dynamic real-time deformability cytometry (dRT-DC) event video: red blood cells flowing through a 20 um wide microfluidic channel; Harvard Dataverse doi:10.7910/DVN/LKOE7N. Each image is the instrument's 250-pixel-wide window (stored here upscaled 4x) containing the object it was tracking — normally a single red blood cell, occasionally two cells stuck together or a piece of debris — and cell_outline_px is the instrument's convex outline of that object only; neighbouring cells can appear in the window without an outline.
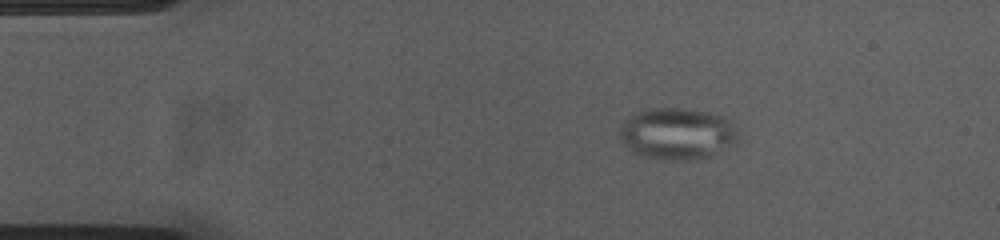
{"species": "common noctule bat (a hibernating species)", "species_latin": "Nyctalus noctula", "temperature_condition": "cold", "stored_images_in_passage": 46, "camera_frame_rate_fps": 3000, "um_per_image_px": 0.085, "animal": {"sex": "female", "body_mass_g": 23.0, "forearm_length_mm": 53.4}, "frame": {"image": 1, "passage_image": 1, "time_ms": 0.0, "image_size_px": [1000, 240], "cell_outline_px": [[740, 132], [736, 140], [712, 156], [692, 160], [668, 160], [644, 156], [636, 152], [624, 144], [620, 140], [620, 124], [628, 116], [636, 112], [648, 108], [680, 108], [708, 112], [724, 116], [736, 124]], "centroid_in_image_um": [57.58, 11.34], "position_along_channel_um": 27.4, "area_um2": 35.84}}
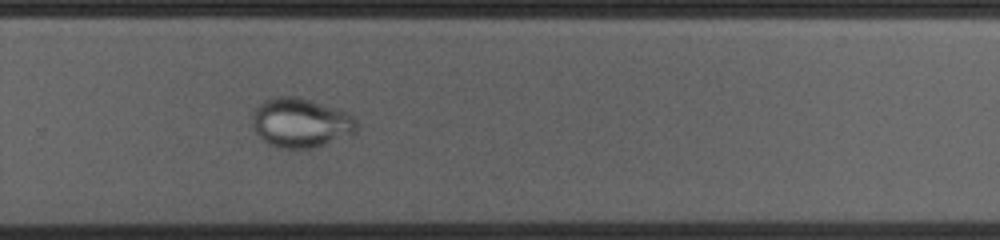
{"frame": {"image": 2, "passage_image": 28, "time_ms": 9.0, "image_size_px": [1000, 240], "cell_outline_px": [[360, 124], [356, 132], [320, 148], [280, 148], [268, 144], [252, 128], [252, 116], [256, 108], [264, 100], [272, 96], [296, 96], [340, 108], [348, 112]], "centroid_in_image_um": [25.6, 10.44], "position_along_channel_um": 304.2, "area_um2": 30.69}}
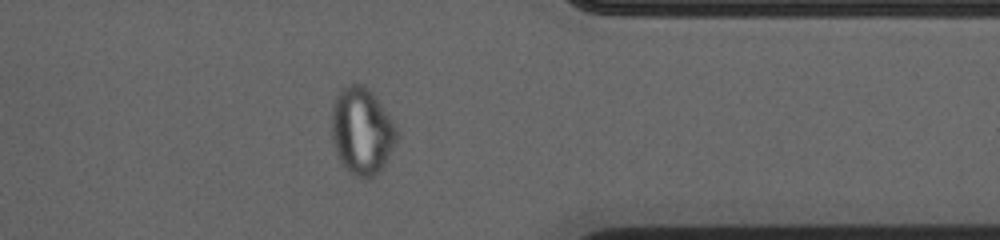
{"frame": {"image": 3, "passage_image": 35, "time_ms": 11.333, "image_size_px": [1000, 240], "cell_outline_px": [[400, 136], [384, 168], [376, 176], [368, 180], [364, 180], [348, 172], [340, 160], [336, 152], [332, 140], [332, 104], [340, 88], [348, 84], [360, 84], [368, 88], [376, 96], [400, 132]], "centroid_in_image_um": [30.79, 11.18], "position_along_channel_um": 380.6, "area_um2": 33.81}}